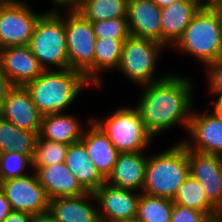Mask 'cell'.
I'll list each match as a JSON object with an SVG mask.
<instances>
[{"label": "cell", "instance_id": "6da1fadb", "mask_svg": "<svg viewBox=\"0 0 222 222\" xmlns=\"http://www.w3.org/2000/svg\"><path fill=\"white\" fill-rule=\"evenodd\" d=\"M193 81L178 74H167L151 84L141 86L137 109L148 132L160 136L173 126L188 129L193 113Z\"/></svg>", "mask_w": 222, "mask_h": 222}, {"label": "cell", "instance_id": "7a4b0ae2", "mask_svg": "<svg viewBox=\"0 0 222 222\" xmlns=\"http://www.w3.org/2000/svg\"><path fill=\"white\" fill-rule=\"evenodd\" d=\"M93 84L82 72L73 69L44 70L25 87L42 115L66 112L81 91Z\"/></svg>", "mask_w": 222, "mask_h": 222}, {"label": "cell", "instance_id": "3957f363", "mask_svg": "<svg viewBox=\"0 0 222 222\" xmlns=\"http://www.w3.org/2000/svg\"><path fill=\"white\" fill-rule=\"evenodd\" d=\"M173 47L199 60L205 67L222 58V17L210 0L195 14Z\"/></svg>", "mask_w": 222, "mask_h": 222}, {"label": "cell", "instance_id": "277c9868", "mask_svg": "<svg viewBox=\"0 0 222 222\" xmlns=\"http://www.w3.org/2000/svg\"><path fill=\"white\" fill-rule=\"evenodd\" d=\"M188 176V148L175 142L159 153L148 154L142 193L173 200Z\"/></svg>", "mask_w": 222, "mask_h": 222}, {"label": "cell", "instance_id": "5b68a950", "mask_svg": "<svg viewBox=\"0 0 222 222\" xmlns=\"http://www.w3.org/2000/svg\"><path fill=\"white\" fill-rule=\"evenodd\" d=\"M61 9L46 11L37 21L29 43L43 70L69 69L65 15Z\"/></svg>", "mask_w": 222, "mask_h": 222}, {"label": "cell", "instance_id": "8992f818", "mask_svg": "<svg viewBox=\"0 0 222 222\" xmlns=\"http://www.w3.org/2000/svg\"><path fill=\"white\" fill-rule=\"evenodd\" d=\"M91 118L120 153L146 151L154 138L146 129L136 106L118 107L103 119Z\"/></svg>", "mask_w": 222, "mask_h": 222}, {"label": "cell", "instance_id": "52a82bcc", "mask_svg": "<svg viewBox=\"0 0 222 222\" xmlns=\"http://www.w3.org/2000/svg\"><path fill=\"white\" fill-rule=\"evenodd\" d=\"M164 49L166 47L155 40L130 35L124 41L117 71L119 70L123 76L138 86L158 81L168 74L155 77L157 63Z\"/></svg>", "mask_w": 222, "mask_h": 222}, {"label": "cell", "instance_id": "ba28073f", "mask_svg": "<svg viewBox=\"0 0 222 222\" xmlns=\"http://www.w3.org/2000/svg\"><path fill=\"white\" fill-rule=\"evenodd\" d=\"M64 12L69 67L82 72L94 87L96 37L92 24L75 8H66Z\"/></svg>", "mask_w": 222, "mask_h": 222}, {"label": "cell", "instance_id": "9c48e42d", "mask_svg": "<svg viewBox=\"0 0 222 222\" xmlns=\"http://www.w3.org/2000/svg\"><path fill=\"white\" fill-rule=\"evenodd\" d=\"M24 0L0 1V49L29 45L38 19L46 12H35Z\"/></svg>", "mask_w": 222, "mask_h": 222}, {"label": "cell", "instance_id": "30bf717a", "mask_svg": "<svg viewBox=\"0 0 222 222\" xmlns=\"http://www.w3.org/2000/svg\"><path fill=\"white\" fill-rule=\"evenodd\" d=\"M23 177L10 178L1 182L6 199L14 211L27 212L32 215L48 211L49 198L39 183L34 170Z\"/></svg>", "mask_w": 222, "mask_h": 222}, {"label": "cell", "instance_id": "8fae6325", "mask_svg": "<svg viewBox=\"0 0 222 222\" xmlns=\"http://www.w3.org/2000/svg\"><path fill=\"white\" fill-rule=\"evenodd\" d=\"M203 112L193 111L187 129L189 137L179 142L190 150L222 156V119L214 110Z\"/></svg>", "mask_w": 222, "mask_h": 222}, {"label": "cell", "instance_id": "7c38bea8", "mask_svg": "<svg viewBox=\"0 0 222 222\" xmlns=\"http://www.w3.org/2000/svg\"><path fill=\"white\" fill-rule=\"evenodd\" d=\"M100 221L127 222L136 220L141 193L110 186L106 182L95 192Z\"/></svg>", "mask_w": 222, "mask_h": 222}, {"label": "cell", "instance_id": "4fadbf2b", "mask_svg": "<svg viewBox=\"0 0 222 222\" xmlns=\"http://www.w3.org/2000/svg\"><path fill=\"white\" fill-rule=\"evenodd\" d=\"M189 174L204 189L207 200L222 214V158L188 149Z\"/></svg>", "mask_w": 222, "mask_h": 222}, {"label": "cell", "instance_id": "5bb4252c", "mask_svg": "<svg viewBox=\"0 0 222 222\" xmlns=\"http://www.w3.org/2000/svg\"><path fill=\"white\" fill-rule=\"evenodd\" d=\"M0 115L20 129L39 135L42 114L35 106L30 92L24 86H14L3 102Z\"/></svg>", "mask_w": 222, "mask_h": 222}, {"label": "cell", "instance_id": "9a60e30c", "mask_svg": "<svg viewBox=\"0 0 222 222\" xmlns=\"http://www.w3.org/2000/svg\"><path fill=\"white\" fill-rule=\"evenodd\" d=\"M0 62L13 86H26L44 71L28 45L0 49Z\"/></svg>", "mask_w": 222, "mask_h": 222}, {"label": "cell", "instance_id": "2e32d148", "mask_svg": "<svg viewBox=\"0 0 222 222\" xmlns=\"http://www.w3.org/2000/svg\"><path fill=\"white\" fill-rule=\"evenodd\" d=\"M208 0H177L161 11V44L173 47L195 14Z\"/></svg>", "mask_w": 222, "mask_h": 222}, {"label": "cell", "instance_id": "e0dca14e", "mask_svg": "<svg viewBox=\"0 0 222 222\" xmlns=\"http://www.w3.org/2000/svg\"><path fill=\"white\" fill-rule=\"evenodd\" d=\"M88 122L89 128L84 129L80 141L85 145L89 158L97 171L106 180L113 171L120 152L92 118H89Z\"/></svg>", "mask_w": 222, "mask_h": 222}, {"label": "cell", "instance_id": "ac0fdd59", "mask_svg": "<svg viewBox=\"0 0 222 222\" xmlns=\"http://www.w3.org/2000/svg\"><path fill=\"white\" fill-rule=\"evenodd\" d=\"M144 153L145 151L120 153L113 171L105 182L116 188L142 193L148 158V154Z\"/></svg>", "mask_w": 222, "mask_h": 222}, {"label": "cell", "instance_id": "d6986e66", "mask_svg": "<svg viewBox=\"0 0 222 222\" xmlns=\"http://www.w3.org/2000/svg\"><path fill=\"white\" fill-rule=\"evenodd\" d=\"M49 200L58 197L80 196L87 191L77 181L75 175L64 162L32 168Z\"/></svg>", "mask_w": 222, "mask_h": 222}, {"label": "cell", "instance_id": "ffe728a7", "mask_svg": "<svg viewBox=\"0 0 222 222\" xmlns=\"http://www.w3.org/2000/svg\"><path fill=\"white\" fill-rule=\"evenodd\" d=\"M161 11L152 0H128L130 35L161 43Z\"/></svg>", "mask_w": 222, "mask_h": 222}, {"label": "cell", "instance_id": "44dd1931", "mask_svg": "<svg viewBox=\"0 0 222 222\" xmlns=\"http://www.w3.org/2000/svg\"><path fill=\"white\" fill-rule=\"evenodd\" d=\"M91 199L97 202L92 192L54 198L49 200L48 212L59 222H100L98 206Z\"/></svg>", "mask_w": 222, "mask_h": 222}, {"label": "cell", "instance_id": "7402d4cb", "mask_svg": "<svg viewBox=\"0 0 222 222\" xmlns=\"http://www.w3.org/2000/svg\"><path fill=\"white\" fill-rule=\"evenodd\" d=\"M74 114L59 112L42 116L39 136L47 141L74 144L81 140L85 127Z\"/></svg>", "mask_w": 222, "mask_h": 222}, {"label": "cell", "instance_id": "603a6c76", "mask_svg": "<svg viewBox=\"0 0 222 222\" xmlns=\"http://www.w3.org/2000/svg\"><path fill=\"white\" fill-rule=\"evenodd\" d=\"M64 163L87 192L94 193L105 183V179L90 160L86 147L81 141L69 144Z\"/></svg>", "mask_w": 222, "mask_h": 222}, {"label": "cell", "instance_id": "cb8c5ba5", "mask_svg": "<svg viewBox=\"0 0 222 222\" xmlns=\"http://www.w3.org/2000/svg\"><path fill=\"white\" fill-rule=\"evenodd\" d=\"M126 39L96 38L94 52V87H102L101 73L117 70Z\"/></svg>", "mask_w": 222, "mask_h": 222}, {"label": "cell", "instance_id": "d4e9b609", "mask_svg": "<svg viewBox=\"0 0 222 222\" xmlns=\"http://www.w3.org/2000/svg\"><path fill=\"white\" fill-rule=\"evenodd\" d=\"M37 138V133L20 129L0 115V153L16 151L33 160Z\"/></svg>", "mask_w": 222, "mask_h": 222}, {"label": "cell", "instance_id": "484cf974", "mask_svg": "<svg viewBox=\"0 0 222 222\" xmlns=\"http://www.w3.org/2000/svg\"><path fill=\"white\" fill-rule=\"evenodd\" d=\"M173 202L182 207L204 212L213 220L222 217V214L207 200L203 187L190 174L179 187Z\"/></svg>", "mask_w": 222, "mask_h": 222}, {"label": "cell", "instance_id": "4316f807", "mask_svg": "<svg viewBox=\"0 0 222 222\" xmlns=\"http://www.w3.org/2000/svg\"><path fill=\"white\" fill-rule=\"evenodd\" d=\"M75 9L90 22L127 18L128 0H83Z\"/></svg>", "mask_w": 222, "mask_h": 222}, {"label": "cell", "instance_id": "83f0119b", "mask_svg": "<svg viewBox=\"0 0 222 222\" xmlns=\"http://www.w3.org/2000/svg\"><path fill=\"white\" fill-rule=\"evenodd\" d=\"M173 207L172 199L141 193L136 220L140 222H170Z\"/></svg>", "mask_w": 222, "mask_h": 222}, {"label": "cell", "instance_id": "f1b7e54d", "mask_svg": "<svg viewBox=\"0 0 222 222\" xmlns=\"http://www.w3.org/2000/svg\"><path fill=\"white\" fill-rule=\"evenodd\" d=\"M68 146L69 144L47 141L38 135L33 166H49L64 162Z\"/></svg>", "mask_w": 222, "mask_h": 222}, {"label": "cell", "instance_id": "f546056e", "mask_svg": "<svg viewBox=\"0 0 222 222\" xmlns=\"http://www.w3.org/2000/svg\"><path fill=\"white\" fill-rule=\"evenodd\" d=\"M27 167L33 168V160L29 156L16 151L0 153V174L2 181L30 174L25 172L27 171Z\"/></svg>", "mask_w": 222, "mask_h": 222}, {"label": "cell", "instance_id": "4dcf8cb0", "mask_svg": "<svg viewBox=\"0 0 222 222\" xmlns=\"http://www.w3.org/2000/svg\"><path fill=\"white\" fill-rule=\"evenodd\" d=\"M96 38L127 39L130 36L127 18L91 22Z\"/></svg>", "mask_w": 222, "mask_h": 222}, {"label": "cell", "instance_id": "1f68e13d", "mask_svg": "<svg viewBox=\"0 0 222 222\" xmlns=\"http://www.w3.org/2000/svg\"><path fill=\"white\" fill-rule=\"evenodd\" d=\"M212 220L204 212L174 204L170 222H211Z\"/></svg>", "mask_w": 222, "mask_h": 222}, {"label": "cell", "instance_id": "d6a6232c", "mask_svg": "<svg viewBox=\"0 0 222 222\" xmlns=\"http://www.w3.org/2000/svg\"><path fill=\"white\" fill-rule=\"evenodd\" d=\"M207 81L209 92L220 96L222 95V58L216 62L210 63L206 66Z\"/></svg>", "mask_w": 222, "mask_h": 222}, {"label": "cell", "instance_id": "836d02e7", "mask_svg": "<svg viewBox=\"0 0 222 222\" xmlns=\"http://www.w3.org/2000/svg\"><path fill=\"white\" fill-rule=\"evenodd\" d=\"M13 84L9 81L8 76L2 68L0 62V110L2 108L3 102L8 96L10 90L13 88Z\"/></svg>", "mask_w": 222, "mask_h": 222}, {"label": "cell", "instance_id": "e575fe53", "mask_svg": "<svg viewBox=\"0 0 222 222\" xmlns=\"http://www.w3.org/2000/svg\"><path fill=\"white\" fill-rule=\"evenodd\" d=\"M32 214L12 210L2 222H31Z\"/></svg>", "mask_w": 222, "mask_h": 222}, {"label": "cell", "instance_id": "d590c367", "mask_svg": "<svg viewBox=\"0 0 222 222\" xmlns=\"http://www.w3.org/2000/svg\"><path fill=\"white\" fill-rule=\"evenodd\" d=\"M12 211L10 203L6 199L3 189L0 187V222Z\"/></svg>", "mask_w": 222, "mask_h": 222}, {"label": "cell", "instance_id": "8d00e7d4", "mask_svg": "<svg viewBox=\"0 0 222 222\" xmlns=\"http://www.w3.org/2000/svg\"><path fill=\"white\" fill-rule=\"evenodd\" d=\"M83 0H52L54 9L75 8Z\"/></svg>", "mask_w": 222, "mask_h": 222}, {"label": "cell", "instance_id": "74e56055", "mask_svg": "<svg viewBox=\"0 0 222 222\" xmlns=\"http://www.w3.org/2000/svg\"><path fill=\"white\" fill-rule=\"evenodd\" d=\"M31 222H59L48 211L42 214L32 215Z\"/></svg>", "mask_w": 222, "mask_h": 222}, {"label": "cell", "instance_id": "f35d334b", "mask_svg": "<svg viewBox=\"0 0 222 222\" xmlns=\"http://www.w3.org/2000/svg\"><path fill=\"white\" fill-rule=\"evenodd\" d=\"M216 98L217 100H212L210 103L213 105L215 113L222 119V95Z\"/></svg>", "mask_w": 222, "mask_h": 222}, {"label": "cell", "instance_id": "ab89813d", "mask_svg": "<svg viewBox=\"0 0 222 222\" xmlns=\"http://www.w3.org/2000/svg\"><path fill=\"white\" fill-rule=\"evenodd\" d=\"M160 9L169 6L177 0H152Z\"/></svg>", "mask_w": 222, "mask_h": 222}, {"label": "cell", "instance_id": "60d3db41", "mask_svg": "<svg viewBox=\"0 0 222 222\" xmlns=\"http://www.w3.org/2000/svg\"><path fill=\"white\" fill-rule=\"evenodd\" d=\"M210 1L214 4V6L220 12V15L222 17V0H210Z\"/></svg>", "mask_w": 222, "mask_h": 222}, {"label": "cell", "instance_id": "b9f144b4", "mask_svg": "<svg viewBox=\"0 0 222 222\" xmlns=\"http://www.w3.org/2000/svg\"><path fill=\"white\" fill-rule=\"evenodd\" d=\"M211 222H222V217L216 220H212Z\"/></svg>", "mask_w": 222, "mask_h": 222}, {"label": "cell", "instance_id": "7bdbcfd3", "mask_svg": "<svg viewBox=\"0 0 222 222\" xmlns=\"http://www.w3.org/2000/svg\"><path fill=\"white\" fill-rule=\"evenodd\" d=\"M127 222H140L138 220H131V221H127Z\"/></svg>", "mask_w": 222, "mask_h": 222}, {"label": "cell", "instance_id": "ee69618b", "mask_svg": "<svg viewBox=\"0 0 222 222\" xmlns=\"http://www.w3.org/2000/svg\"><path fill=\"white\" fill-rule=\"evenodd\" d=\"M1 182H2V177H1V174H0V185H1Z\"/></svg>", "mask_w": 222, "mask_h": 222}]
</instances>
